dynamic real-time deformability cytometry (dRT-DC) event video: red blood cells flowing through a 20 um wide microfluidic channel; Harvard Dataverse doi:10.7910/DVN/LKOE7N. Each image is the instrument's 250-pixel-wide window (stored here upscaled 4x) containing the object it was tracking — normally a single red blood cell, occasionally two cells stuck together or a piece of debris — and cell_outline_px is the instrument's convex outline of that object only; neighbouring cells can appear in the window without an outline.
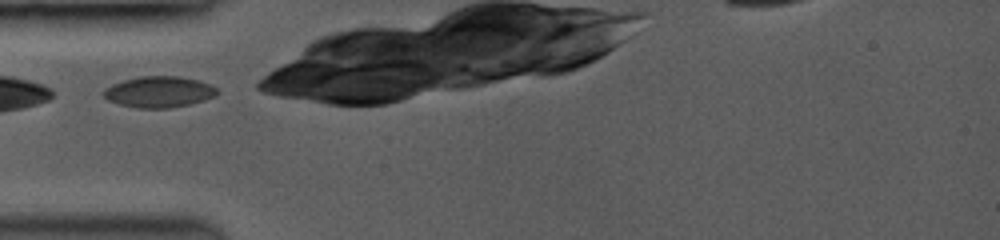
{"species": "common noctule bat (a hibernating species)", "species_latin": "Nyctalus noctula", "temperature_condition": "room temperature", "stored_images_in_passage": 28, "camera_frame_rate_fps": 3500, "um_per_image_px": 0.085, "animal": {"sex": "female", "body_mass_g": 19.0, "forearm_length_mm": 53.3}, "frame": {"image": 1, "passage_image": 1, "time_ms": 0.0, "image_size_px": [1000, 240], "cell_outline_px": [[216, 92], [212, 96], [188, 104], [168, 108], [140, 108], [120, 104], [104, 96], [104, 92], [112, 84], [124, 80], [140, 76], [176, 76], [200, 80], [216, 88]], "centroid_in_image_um": [13.51, 7.79], "position_along_channel_um": 71.5, "area_um2": 19.88}}